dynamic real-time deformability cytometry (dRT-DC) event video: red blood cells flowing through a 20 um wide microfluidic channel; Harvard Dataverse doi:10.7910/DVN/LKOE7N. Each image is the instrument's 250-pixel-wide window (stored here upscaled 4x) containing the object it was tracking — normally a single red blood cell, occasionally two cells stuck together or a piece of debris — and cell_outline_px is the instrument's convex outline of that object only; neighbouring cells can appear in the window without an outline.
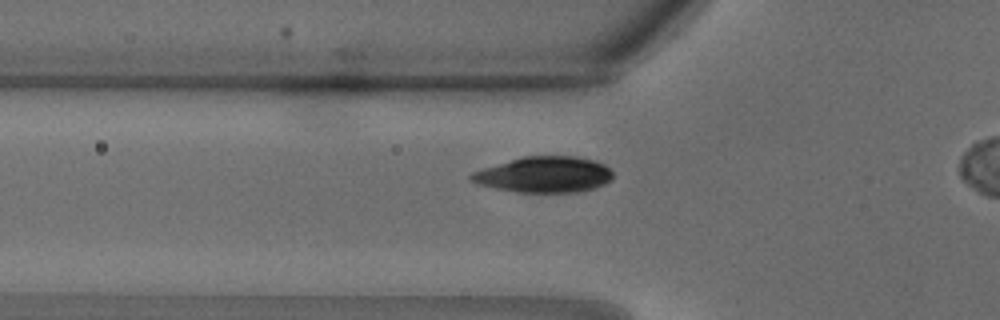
{"species": "common noctule bat (a hibernating species)", "species_latin": "Nyctalus noctula", "temperature_condition": "warm", "stored_images_in_passage": 24, "camera_frame_rate_fps": 3000, "um_per_image_px": 0.085, "animal": {"sex": "male", "body_mass_g": 18.8}, "frame": {"image": 1, "passage_image": 8, "time_ms": 2.333, "image_size_px": [1000, 320], "cell_outline_px": [[612, 180], [604, 184], [592, 188], [576, 192], [516, 192], [476, 184], [468, 176], [472, 172], [484, 168], [524, 156], [576, 156], [596, 160], [604, 164], [612, 172]], "centroid_in_image_um": [46.27, 14.83], "position_along_channel_um": 79.5, "area_um2": 29.48}}
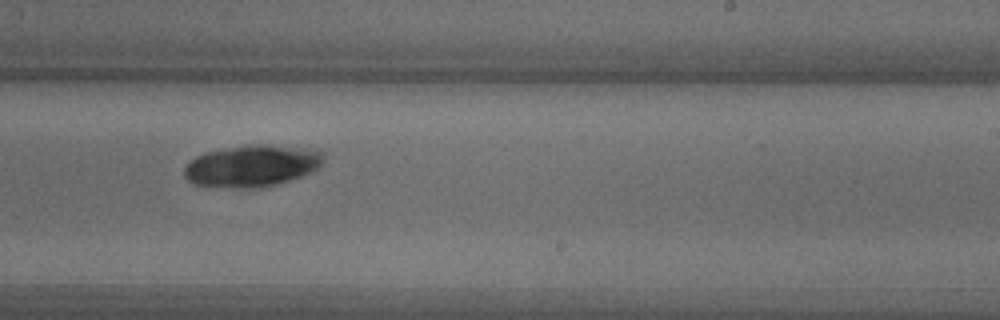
{"frame": {"image": 2, "passage_image": 17, "time_ms": 5.333, "image_size_px": [1000, 320], "cell_outline_px": [[324, 160], [320, 168], [312, 172], [264, 188], [232, 188], [192, 184], [184, 176], [184, 168], [196, 156], [208, 152], [244, 144], [268, 144], [324, 152]], "centroid_in_image_um": [21.41, 14.11], "position_along_channel_um": 267.6, "area_um2": 33.87}}
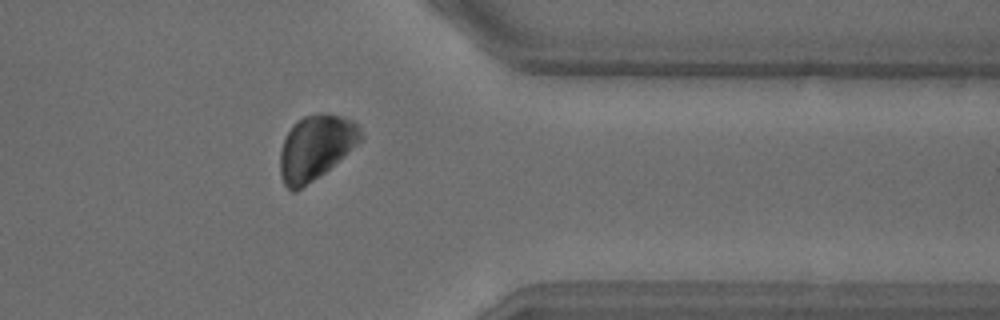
{"frame": {"image": 3, "passage_image": 23, "time_ms": 7.333, "image_size_px": [1000, 320], "cell_outline_px": [[364, 136], [356, 144], [324, 172], [296, 192], [292, 192], [284, 184], [280, 172], [280, 152], [284, 140], [292, 124], [296, 120], [304, 116], [316, 112], [320, 112], [340, 116], [352, 120], [360, 128]], "centroid_in_image_um": [26.8, 12.5], "position_along_channel_um": 384.6, "area_um2": 30.0}}